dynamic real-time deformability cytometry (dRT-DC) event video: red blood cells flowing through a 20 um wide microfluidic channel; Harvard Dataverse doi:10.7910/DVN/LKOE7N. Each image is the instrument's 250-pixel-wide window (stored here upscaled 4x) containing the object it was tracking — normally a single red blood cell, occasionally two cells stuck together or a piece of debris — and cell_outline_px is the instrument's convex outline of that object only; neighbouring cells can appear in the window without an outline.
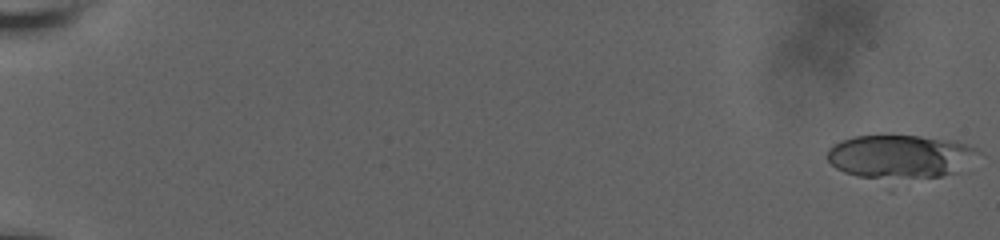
{"species": "human", "species_latin": "Homo sapiens", "temperature_condition": "room temperature", "stored_images_in_passage": 60, "camera_frame_rate_fps": 3000, "um_per_image_px": 0.085, "donor": {"sex": "male"}, "frame": {"image": 1, "passage_image": 1, "time_ms": 0.0, "image_size_px": [1000, 240], "cell_outline_px": [[980, 152], [956, 172], [940, 176], [856, 176], [844, 172], [836, 168], [828, 160], [828, 148], [832, 144], [840, 140], [856, 136], [888, 132], [952, 140], [976, 148]], "centroid_in_image_um": [76.44, 13.21], "position_along_channel_um": 8.6, "area_um2": 37.86}}
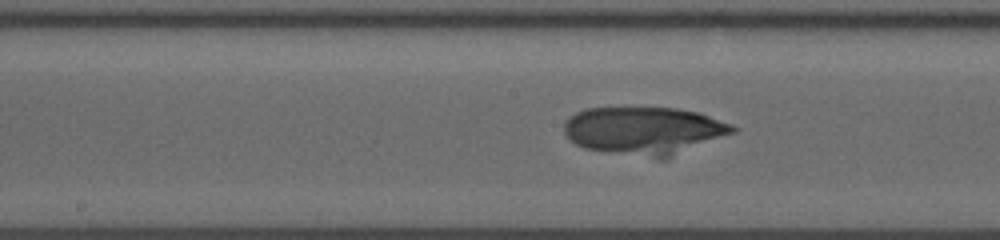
{"frame": {"image": 2, "passage_image": 34, "time_ms": 11.0, "image_size_px": [1000, 240], "cell_outline_px": [[736, 132], [664, 160], [660, 160], [584, 148], [576, 144], [564, 132], [564, 124], [576, 112], [588, 108], [676, 108], [700, 112], [732, 124], [736, 128]], "centroid_in_image_um": [54.81, 11.12], "position_along_channel_um": 193.4, "area_um2": 47.11}}
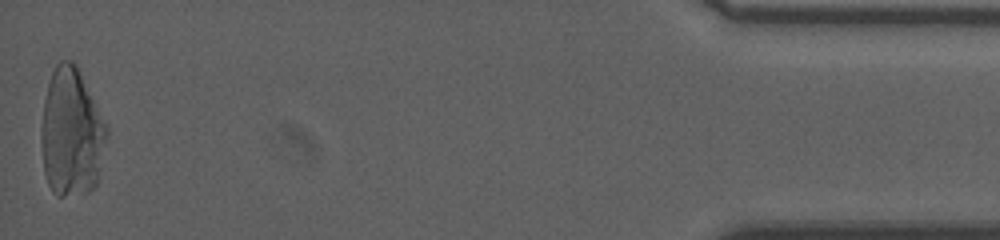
{"frame": {"image": 3, "passage_image": 60, "time_ms": 19.667, "image_size_px": [1000, 240], "cell_outline_px": [[108, 136], [96, 184], [88, 192], [64, 196], [56, 196], [52, 192], [48, 184], [44, 172], [40, 140], [40, 128], [44, 100], [48, 84], [52, 72], [56, 64], [60, 60], [72, 60], [76, 64], [108, 128]], "centroid_in_image_um": [6.05, 11.29], "position_along_channel_um": 429.1, "area_um2": 49.25}}